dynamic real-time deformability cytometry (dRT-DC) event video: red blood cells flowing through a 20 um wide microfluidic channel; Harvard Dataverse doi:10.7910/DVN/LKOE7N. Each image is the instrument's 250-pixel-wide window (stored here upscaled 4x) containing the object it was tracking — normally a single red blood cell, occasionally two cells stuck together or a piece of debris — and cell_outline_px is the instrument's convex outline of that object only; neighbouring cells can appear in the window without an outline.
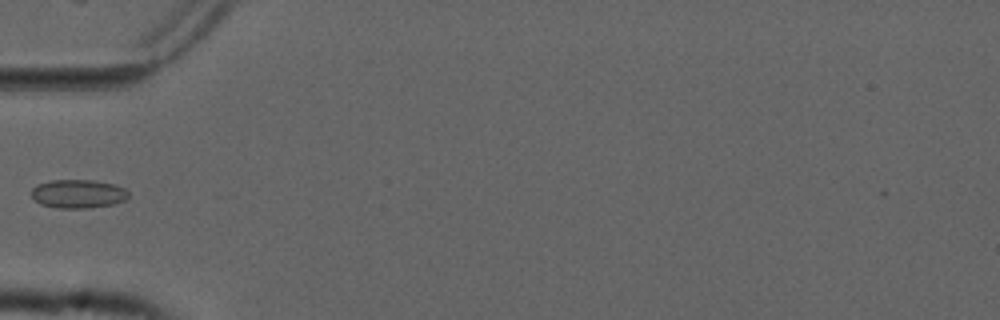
{"species": "common noctule bat (a hibernating species)", "species_latin": "Nyctalus noctula", "temperature_condition": "cold", "stored_images_in_passage": 3, "camera_frame_rate_fps": 3000, "um_per_image_px": 0.085, "animal": {"sex": "male", "forearm_length_mm": 52.5}, "frame": {"image": 1, "passage_image": 3, "time_ms": 0.667, "image_size_px": [1000, 320], "cell_outline_px": [[128, 196], [124, 200], [112, 204], [88, 208], [60, 208], [40, 204], [32, 196], [32, 188], [40, 184], [52, 180], [92, 180], [116, 184], [124, 188], [128, 192]], "centroid_in_image_um": [6.66, 16.47], "position_along_channel_um": 78.3, "area_um2": 16.01}}